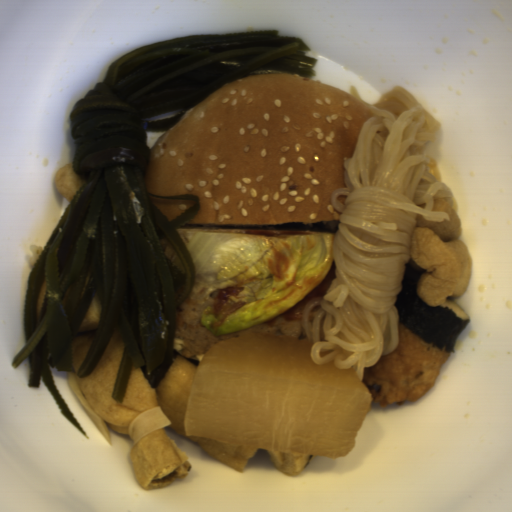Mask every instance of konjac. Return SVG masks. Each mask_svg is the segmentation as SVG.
<instances>
[{"mask_svg": "<svg viewBox=\"0 0 512 512\" xmlns=\"http://www.w3.org/2000/svg\"><path fill=\"white\" fill-rule=\"evenodd\" d=\"M350 91L373 114L352 156L344 157L347 187L336 189L331 200L341 213L333 244L336 277L324 296L306 303L301 324L313 344V362L352 367L363 382L365 369L399 345L394 305L417 215L427 222L450 221L447 212L432 209L435 199L448 205L454 199L447 184L430 173L426 148L438 138V119L402 86L375 104L356 85Z\"/></svg>", "mask_w": 512, "mask_h": 512, "instance_id": "1", "label": "konjac"}]
</instances>
